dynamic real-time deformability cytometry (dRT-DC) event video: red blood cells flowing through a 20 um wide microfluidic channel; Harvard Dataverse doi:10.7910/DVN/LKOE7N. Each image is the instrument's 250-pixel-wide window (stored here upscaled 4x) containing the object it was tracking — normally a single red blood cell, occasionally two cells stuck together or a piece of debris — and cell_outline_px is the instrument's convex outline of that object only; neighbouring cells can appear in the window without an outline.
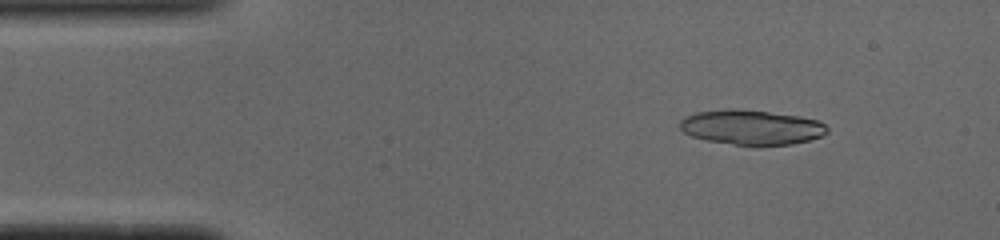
{"species": "common noctule bat (a hibernating species)", "species_latin": "Nyctalus noctula", "temperature_condition": "cold", "stored_images_in_passage": 50, "segment_of_instrument_passage": [1, 2], "camera_frame_rate_fps": 3000, "um_per_image_px": 0.085, "animal": {"sex": "male", "body_mass_g": 19.0, "forearm_length_mm": 50.8}, "frame": {"image": 1, "passage_image": 6, "time_ms": 1.667, "image_size_px": [1000, 240], "cell_outline_px": [[828, 132], [820, 136], [808, 140], [792, 144], [736, 144], [708, 140], [692, 136], [684, 132], [680, 128], [680, 120], [684, 116], [696, 112], [728, 108], [768, 112], [800, 116], [820, 120], [828, 128]], "centroid_in_image_um": [63.86, 10.79], "position_along_channel_um": 21.1, "area_um2": 29.48}}